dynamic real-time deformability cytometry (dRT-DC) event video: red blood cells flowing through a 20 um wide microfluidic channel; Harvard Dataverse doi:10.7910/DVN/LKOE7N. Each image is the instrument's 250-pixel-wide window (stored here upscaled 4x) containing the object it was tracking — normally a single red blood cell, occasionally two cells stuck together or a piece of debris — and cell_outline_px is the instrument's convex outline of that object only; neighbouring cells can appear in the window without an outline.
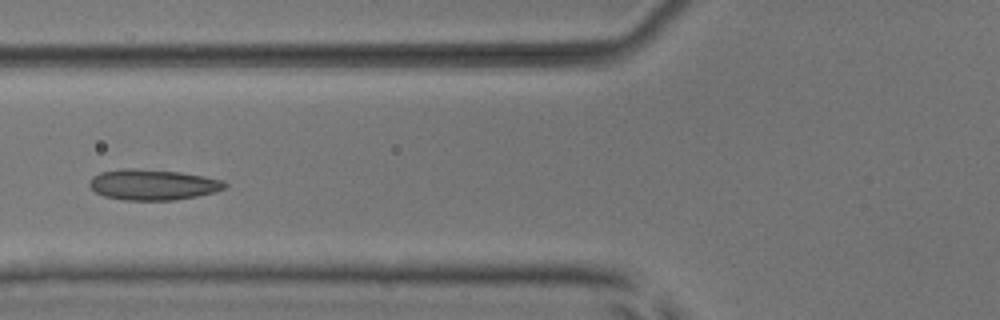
{"species": "common noctule bat (a hibernating species)", "species_latin": "Nyctalus noctula", "temperature_condition": "room temperature", "stored_images_in_passage": 8, "camera_frame_rate_fps": 3000, "um_per_image_px": 0.085, "animal": {"sex": "male", "body_mass_g": 17.9, "forearm_length_mm": 54.2}, "frame": {"image": 1, "passage_image": 7, "time_ms": 7.667, "image_size_px": [1000, 320], "cell_outline_px": [[228, 184], [224, 188], [216, 192], [176, 200], [124, 200], [104, 196], [96, 192], [88, 184], [88, 180], [92, 176], [100, 172], [124, 168], [136, 168], [180, 172], [204, 176], [224, 180]], "centroid_in_image_um": [12.99, 15.69], "position_along_channel_um": 112.8, "area_um2": 24.39}}
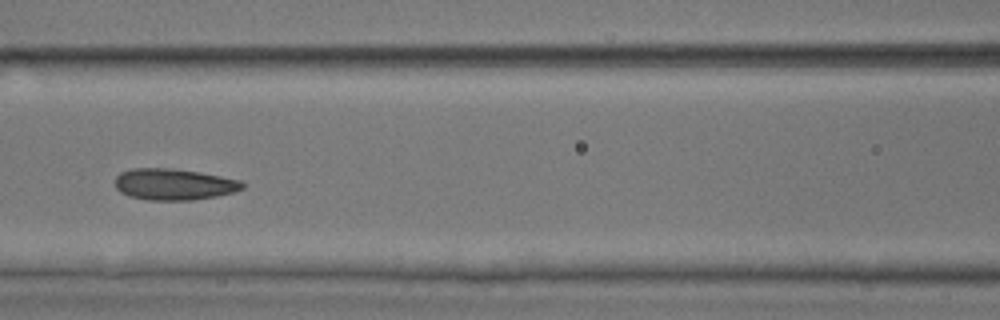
{"frame": {"image": 2, "passage_image": 8, "time_ms": 8.667, "image_size_px": [1000, 320], "cell_outline_px": [[244, 188], [232, 192], [216, 196], [192, 200], [144, 200], [128, 196], [120, 192], [116, 188], [116, 176], [120, 172], [132, 168], [168, 168], [200, 172], [240, 180], [244, 184]], "centroid_in_image_um": [14.74, 15.67], "position_along_channel_um": 151.9, "area_um2": 23.29}}